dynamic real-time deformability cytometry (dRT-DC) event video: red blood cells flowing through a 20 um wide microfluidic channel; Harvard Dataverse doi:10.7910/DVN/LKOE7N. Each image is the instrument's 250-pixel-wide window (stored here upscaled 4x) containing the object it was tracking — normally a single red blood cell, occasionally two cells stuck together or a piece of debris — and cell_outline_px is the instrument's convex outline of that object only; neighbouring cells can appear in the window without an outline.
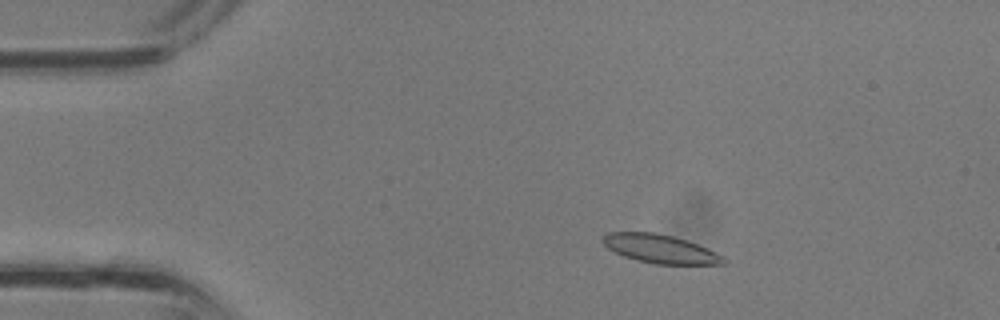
{"species": "common noctule bat (a hibernating species)", "species_latin": "Nyctalus noctula", "temperature_condition": "room temperature", "stored_images_in_passage": 35, "camera_frame_rate_fps": 3000, "um_per_image_px": 0.085, "animal": {"sex": "male", "body_mass_g": 13.3}, "frame": {"image": 1, "passage_image": 5, "time_ms": 1.333, "image_size_px": [1000, 320], "cell_outline_px": [[728, 260], [724, 264], [656, 264], [636, 260], [624, 256], [608, 248], [600, 240], [608, 232], [656, 232], [688, 240], [724, 256]], "centroid_in_image_um": [56.13, 21.15], "position_along_channel_um": 28.9, "area_um2": 20.11}}
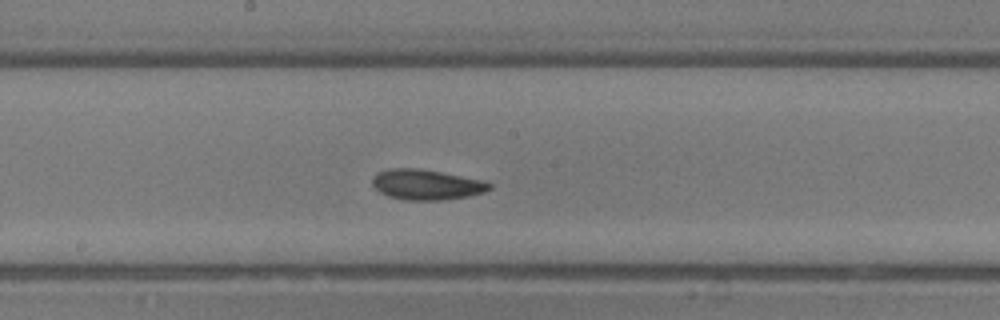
{"frame": {"image": 2, "passage_image": 18, "time_ms": 5.667, "image_size_px": [1000, 320], "cell_outline_px": [[492, 188], [484, 192], [468, 196], [440, 200], [404, 200], [388, 196], [380, 192], [372, 184], [372, 176], [376, 172], [388, 168], [420, 168], [484, 180], [492, 184]], "centroid_in_image_um": [36.23, 15.68], "position_along_channel_um": 212.0, "area_um2": 20.87}}
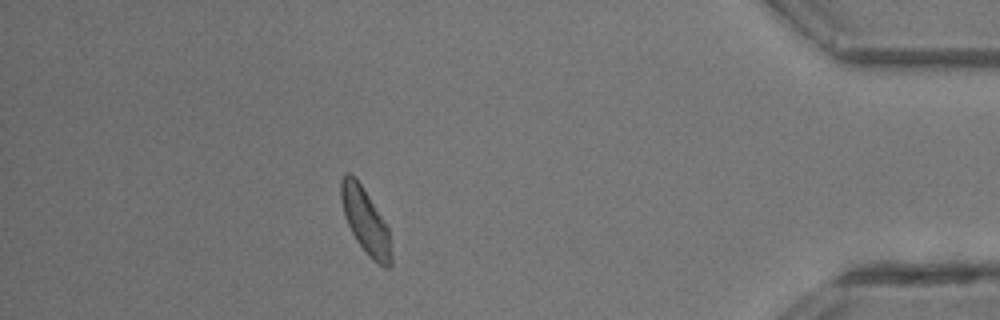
{"frame": {"image": 3, "passage_image": 31, "time_ms": 10.0, "image_size_px": [1000, 320], "cell_outline_px": [[392, 268], [384, 268], [372, 260], [368, 256], [356, 240], [344, 216], [340, 196], [340, 180], [344, 172], [348, 172], [356, 176], [388, 228], [392, 256]], "centroid_in_image_um": [31.05, 18.79], "position_along_channel_um": 404.2, "area_um2": 19.25}}